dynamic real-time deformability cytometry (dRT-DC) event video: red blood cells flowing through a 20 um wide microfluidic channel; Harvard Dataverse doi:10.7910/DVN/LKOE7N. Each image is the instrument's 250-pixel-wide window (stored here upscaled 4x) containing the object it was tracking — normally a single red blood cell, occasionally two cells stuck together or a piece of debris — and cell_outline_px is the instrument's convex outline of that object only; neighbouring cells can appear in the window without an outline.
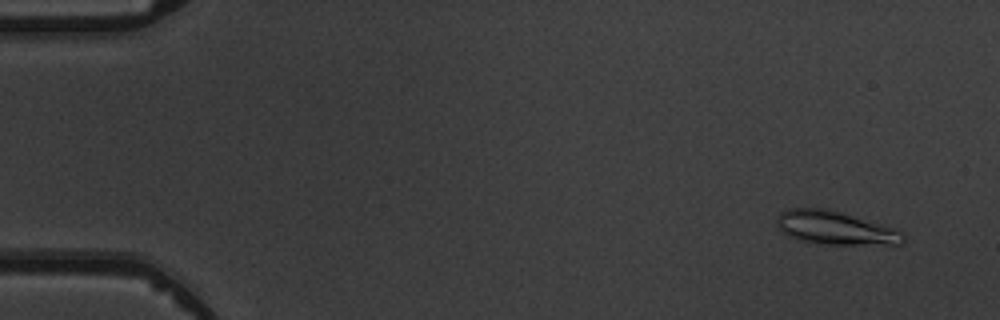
{"species": "common noctule bat (a hibernating species)", "species_latin": "Nyctalus noctula", "temperature_condition": "warm", "stored_images_in_passage": 6, "camera_frame_rate_fps": 3000, "um_per_image_px": 0.085, "animal": {"sex": "male", "body_mass_g": 19.5, "forearm_length_mm": 54.6}, "frame": {"image": 1, "passage_image": 2, "time_ms": 1.0, "image_size_px": [1000, 320], "cell_outline_px": [[904, 244], [816, 244], [800, 240], [788, 236], [776, 224], [776, 220], [780, 212], [788, 208], [828, 208], [892, 228], [904, 232]], "centroid_in_image_um": [70.95, 19.37], "position_along_channel_um": 14.0, "area_um2": 24.45}}